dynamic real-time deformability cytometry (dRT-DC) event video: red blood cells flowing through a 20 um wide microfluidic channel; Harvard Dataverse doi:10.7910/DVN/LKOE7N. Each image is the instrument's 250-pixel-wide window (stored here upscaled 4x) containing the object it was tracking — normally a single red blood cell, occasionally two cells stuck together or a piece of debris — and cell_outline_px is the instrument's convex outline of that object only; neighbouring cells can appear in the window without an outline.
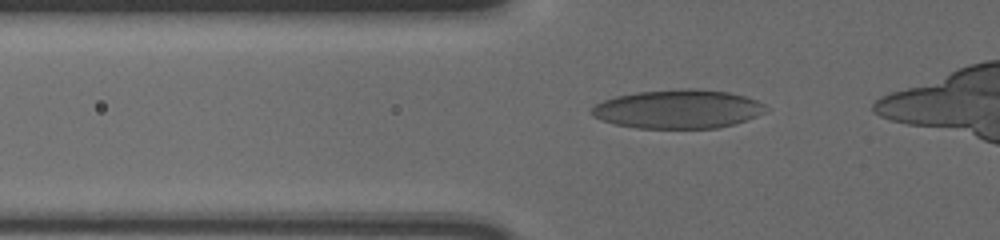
{"species": "human", "species_latin": "Homo sapiens", "temperature_condition": "cold", "stored_images_in_passage": 45, "camera_frame_rate_fps": 3000, "um_per_image_px": 0.085, "donor": {"sex": "male"}, "frame": {"image": 1, "passage_image": 14, "time_ms": 4.333, "image_size_px": [1000, 240], "cell_outline_px": [[768, 108], [764, 112], [756, 116], [732, 124], [716, 128], [636, 128], [616, 124], [592, 116], [592, 108], [596, 104], [604, 100], [616, 96], [636, 92], [728, 92], [744, 96], [756, 100], [764, 104]], "centroid_in_image_um": [57.61, 9.32], "position_along_channel_um": 68.2, "area_um2": 37.63}}
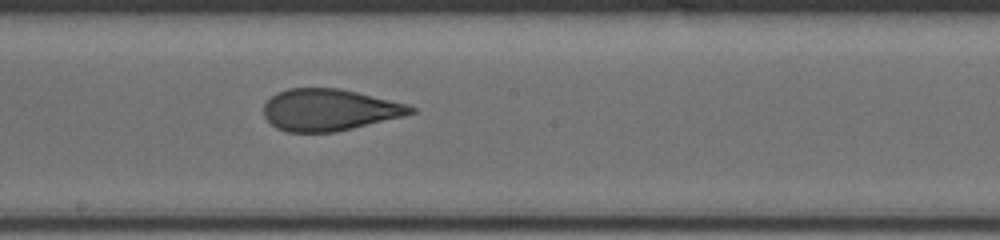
{"frame": {"image": 2, "passage_image": 27, "time_ms": 8.667, "image_size_px": [1000, 240], "cell_outline_px": [[416, 112], [404, 116], [336, 132], [288, 132], [276, 128], [264, 116], [264, 104], [276, 92], [288, 88], [340, 88], [408, 104], [416, 108]], "centroid_in_image_um": [27.99, 9.33], "position_along_channel_um": 220.2, "area_um2": 35.78}}
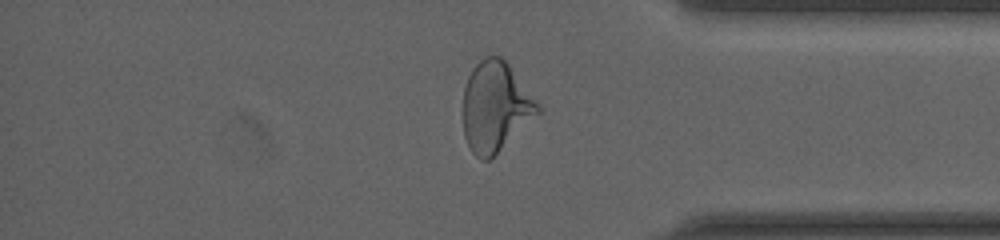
{"frame": {"image": 3, "passage_image": 42, "time_ms": 13.667, "image_size_px": [1000, 240], "cell_outline_px": [[540, 112], [488, 160], [480, 160], [472, 152], [464, 136], [464, 88], [468, 76], [472, 68], [484, 56], [500, 56], [508, 64], [540, 104]], "centroid_in_image_um": [42.1, 9.05], "position_along_channel_um": 393.1, "area_um2": 38.49}}